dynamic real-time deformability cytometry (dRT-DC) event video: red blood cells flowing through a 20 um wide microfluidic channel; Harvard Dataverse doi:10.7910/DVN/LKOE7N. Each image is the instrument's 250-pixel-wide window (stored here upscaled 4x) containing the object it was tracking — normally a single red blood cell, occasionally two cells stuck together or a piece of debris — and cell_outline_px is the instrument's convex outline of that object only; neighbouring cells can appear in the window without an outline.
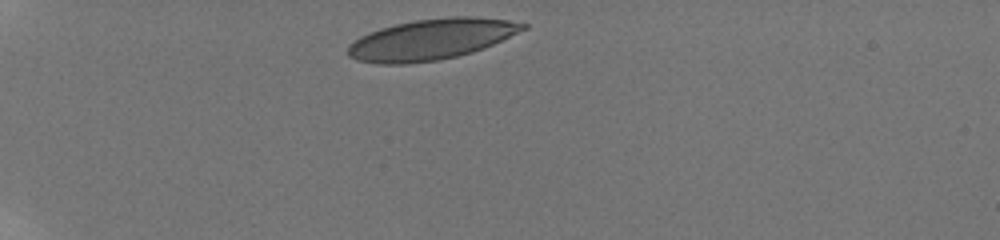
{"species": "human", "species_latin": "Homo sapiens", "temperature_condition": "room temperature", "stored_images_in_passage": 36, "camera_frame_rate_fps": 3000, "um_per_image_px": 0.085, "donor": {"sex": "male"}, "frame": {"image": 1, "passage_image": 1, "time_ms": 0.0, "image_size_px": [1000, 240], "cell_outline_px": [[528, 28], [492, 44], [472, 52], [456, 56], [436, 60], [404, 64], [376, 64], [356, 60], [348, 56], [348, 44], [360, 36], [380, 28], [396, 24], [416, 20], [452, 16], [472, 16], [508, 20], [528, 24]], "centroid_in_image_um": [36.62, 3.34], "position_along_channel_um": 48.4, "area_um2": 41.38}}
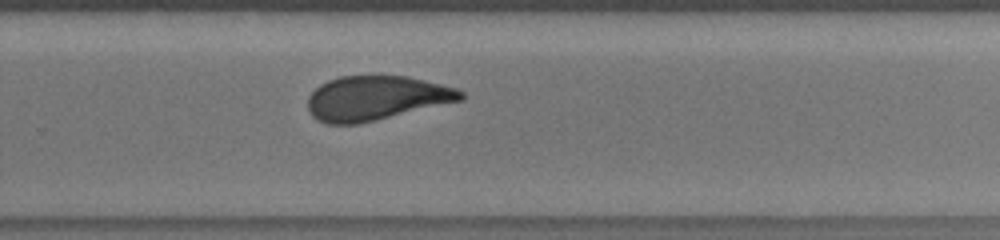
{"frame": {"image": 2, "passage_image": 25, "time_ms": 8.0, "image_size_px": [1000, 240], "cell_outline_px": [[464, 96], [460, 100], [360, 124], [328, 124], [316, 120], [312, 116], [308, 108], [308, 96], [320, 84], [328, 80], [340, 76], [380, 72], [408, 76], [456, 88], [464, 92]], "centroid_in_image_um": [31.92, 8.29], "position_along_channel_um": 297.9, "area_um2": 40.34}}
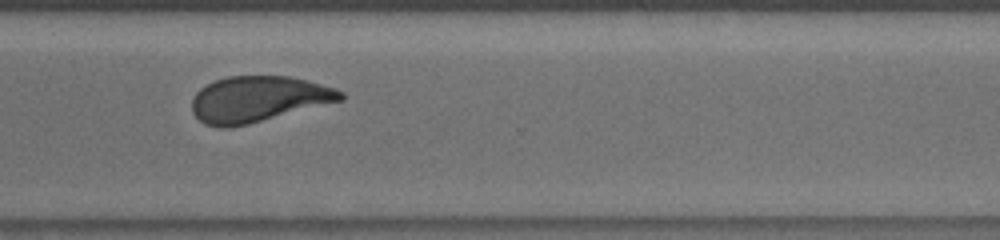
{"frame": {"image": 3, "passage_image": 29, "time_ms": 9.333, "image_size_px": [1000, 240], "cell_outline_px": [[344, 100], [248, 124], [228, 128], [220, 128], [204, 124], [192, 112], [192, 100], [196, 92], [200, 88], [216, 80], [228, 76], [288, 76], [308, 80], [336, 88], [344, 92]], "centroid_in_image_um": [21.96, 8.42], "position_along_channel_um": 348.6, "area_um2": 39.82}, "authors_computed_cell_mechanics": {"area_um2": 40.7201, "velocity_mm_per_s": 3.7891, "shape_relaxation_time_tau1_ms": 5.0619, "shape_relaxation_time_tau2_ms": 1.2324, "deformation_change_tau1": 0.1632, "deformation_change_tau2": 0.07}}